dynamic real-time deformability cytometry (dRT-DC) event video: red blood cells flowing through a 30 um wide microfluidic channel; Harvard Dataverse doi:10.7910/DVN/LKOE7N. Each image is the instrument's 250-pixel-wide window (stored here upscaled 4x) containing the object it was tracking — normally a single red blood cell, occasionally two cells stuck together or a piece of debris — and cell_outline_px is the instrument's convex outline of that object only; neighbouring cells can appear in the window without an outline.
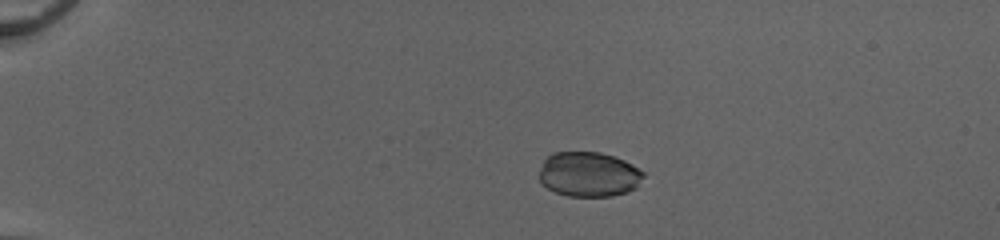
{"species": "common noctule bat (a hibernating species)", "species_latin": "Nyctalus noctula", "temperature_condition": "cold", "stored_images_in_passage": 43, "camera_frame_rate_fps": 3000, "um_per_image_px": 0.085, "animal": {"sex": "female", "body_mass_g": 20.0, "forearm_length_mm": 54.0}, "frame": {"image": 1, "passage_image": 3, "time_ms": 0.667, "image_size_px": [1000, 240], "cell_outline_px": [[644, 176], [636, 188], [612, 196], [568, 196], [556, 192], [548, 188], [536, 176], [544, 160], [552, 152], [600, 152], [624, 160], [632, 164], [644, 172]], "centroid_in_image_um": [50.03, 14.81], "position_along_channel_um": 35.0, "area_um2": 27.28}}
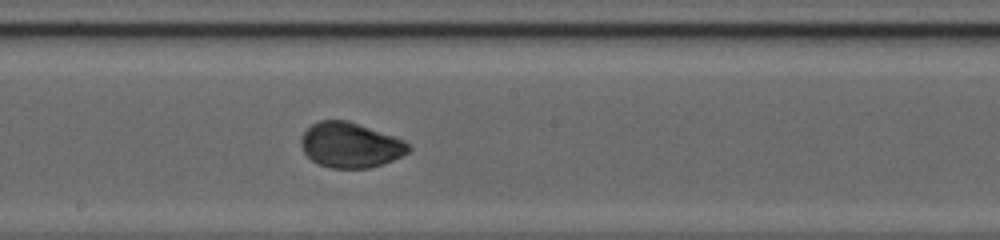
{"frame": {"image": 2, "passage_image": 22, "time_ms": 7.0, "image_size_px": [1000, 240], "cell_outline_px": [[412, 148], [408, 152], [384, 164], [368, 168], [332, 168], [320, 164], [312, 160], [304, 152], [300, 140], [304, 132], [312, 124], [320, 120], [348, 120], [404, 140]], "centroid_in_image_um": [29.78, 12.33], "position_along_channel_um": 218.4, "area_um2": 28.03}}
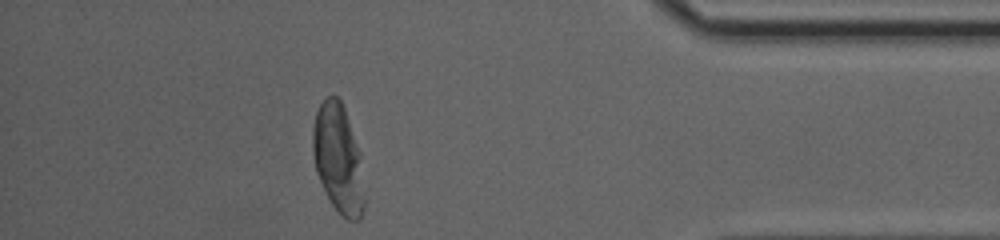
{"frame": {"image": 3, "passage_image": 38, "time_ms": 12.333, "image_size_px": [1000, 240], "cell_outline_px": [[364, 208], [360, 216], [356, 220], [348, 220], [332, 204], [316, 172], [312, 152], [312, 128], [316, 112], [320, 104], [328, 96], [336, 96], [340, 100], [344, 108], [360, 152], [364, 196]], "centroid_in_image_um": [28.73, 13.46], "position_along_channel_um": 406.5, "area_um2": 32.25}, "authors_computed_cell_mechanics": {"area_um2": 28.7844, "velocity_mm_per_s": 4.109, "shape_relaxation_time_tau1_ms": 2.9887, "shape_relaxation_time_tau2_ms": null, "deformation_change_tau1": 0.1139, "deformation_change_tau2": null}}